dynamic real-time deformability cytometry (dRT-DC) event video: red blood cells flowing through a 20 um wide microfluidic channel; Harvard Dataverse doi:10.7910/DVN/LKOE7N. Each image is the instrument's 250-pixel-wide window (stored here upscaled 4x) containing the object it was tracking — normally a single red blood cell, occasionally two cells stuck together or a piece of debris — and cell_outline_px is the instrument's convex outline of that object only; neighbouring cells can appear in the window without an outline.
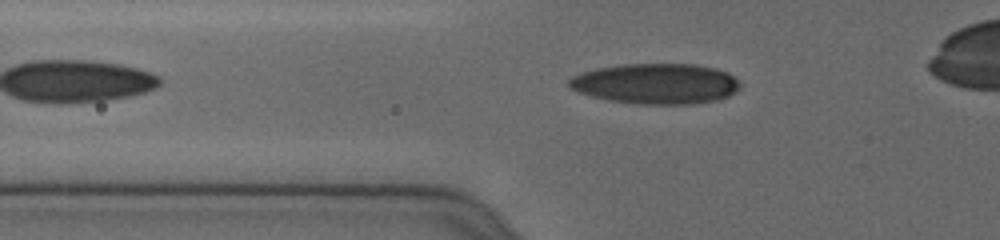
{"species": "human", "species_latin": "Homo sapiens", "temperature_condition": "cold", "stored_images_in_passage": 40, "camera_frame_rate_fps": 3000, "um_per_image_px": 0.085, "donor": {"sex": "female"}, "frame": {"image": 1, "passage_image": 7, "time_ms": 2.0, "image_size_px": [1000, 240], "cell_outline_px": [[740, 88], [736, 92], [728, 96], [716, 100], [692, 104], [640, 104], [608, 100], [592, 96], [568, 88], [568, 80], [572, 76], [596, 68], [620, 64], [696, 64], [716, 68], [728, 72], [740, 84]], "centroid_in_image_um": [55.76, 7.11], "position_along_channel_um": 70.0, "area_um2": 40.46}}
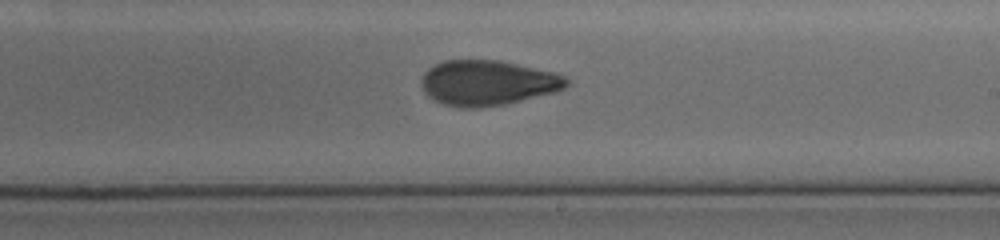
{"frame": {"image": 2, "passage_image": 22, "time_ms": 7.0, "image_size_px": [1000, 240], "cell_outline_px": [[568, 84], [564, 88], [556, 92], [504, 104], [476, 108], [460, 108], [444, 104], [428, 96], [424, 92], [420, 84], [420, 80], [424, 72], [428, 68], [444, 60], [500, 60], [556, 72], [564, 76], [568, 80]], "centroid_in_image_um": [41.44, 7.03], "position_along_channel_um": 247.6, "area_um2": 38.38}}
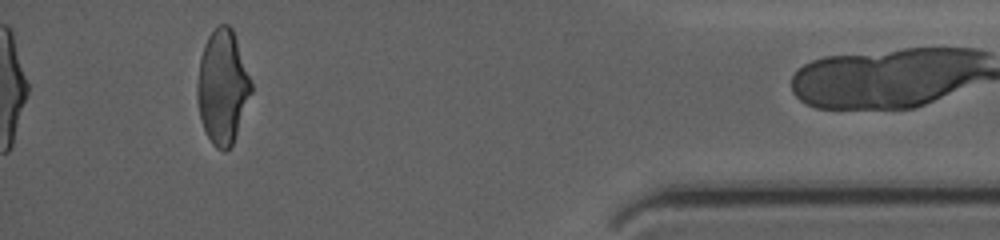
{"frame": {"image": 3, "passage_image": 39, "time_ms": 12.667, "image_size_px": [1000, 240], "cell_outline_px": [[252, 92], [232, 144], [224, 152], [216, 148], [212, 144], [204, 128], [200, 116], [200, 56], [204, 44], [208, 36], [220, 24], [228, 24], [232, 28], [252, 84]], "centroid_in_image_um": [18.95, 7.39], "position_along_channel_um": 416.2, "area_um2": 34.45}}